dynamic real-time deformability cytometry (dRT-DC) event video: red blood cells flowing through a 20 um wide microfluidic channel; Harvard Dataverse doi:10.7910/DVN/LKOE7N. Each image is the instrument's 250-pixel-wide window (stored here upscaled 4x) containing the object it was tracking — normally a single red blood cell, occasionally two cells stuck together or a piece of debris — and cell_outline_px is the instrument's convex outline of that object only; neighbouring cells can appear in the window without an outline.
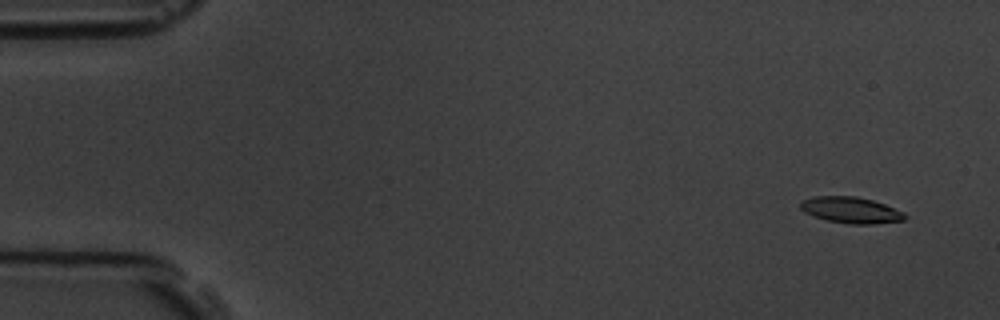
{"species": "common noctule bat (a hibernating species)", "species_latin": "Nyctalus noctula", "temperature_condition": "room temperature", "stored_images_in_passage": 5, "camera_frame_rate_fps": 3000, "um_per_image_px": 0.085, "animal": {"sex": "male", "body_mass_g": 19.5, "forearm_length_mm": 54.6}, "frame": {"image": 1, "passage_image": 2, "time_ms": 1.0, "image_size_px": [1000, 320], "cell_outline_px": [[908, 216], [904, 220], [872, 224], [852, 224], [828, 220], [804, 212], [800, 208], [800, 200], [812, 196], [856, 196], [872, 200], [884, 204], [904, 212]], "centroid_in_image_um": [72.32, 17.84], "position_along_channel_um": 12.7, "area_um2": 15.9}}
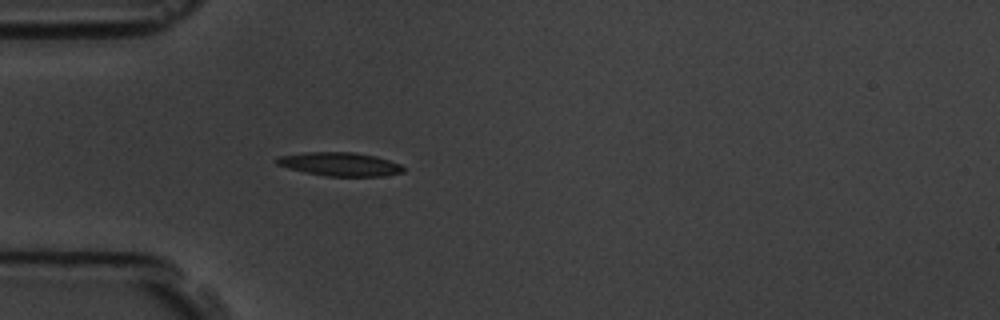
{"frame": {"image": 2, "passage_image": 5, "time_ms": 5.333, "image_size_px": [1000, 320], "cell_outline_px": [[404, 172], [380, 176], [328, 176], [304, 172], [288, 168], [276, 164], [272, 160], [276, 156], [304, 152], [352, 152], [376, 156], [400, 164], [404, 168]], "centroid_in_image_um": [28.81, 13.94], "position_along_channel_um": 56.2, "area_um2": 17.51}}